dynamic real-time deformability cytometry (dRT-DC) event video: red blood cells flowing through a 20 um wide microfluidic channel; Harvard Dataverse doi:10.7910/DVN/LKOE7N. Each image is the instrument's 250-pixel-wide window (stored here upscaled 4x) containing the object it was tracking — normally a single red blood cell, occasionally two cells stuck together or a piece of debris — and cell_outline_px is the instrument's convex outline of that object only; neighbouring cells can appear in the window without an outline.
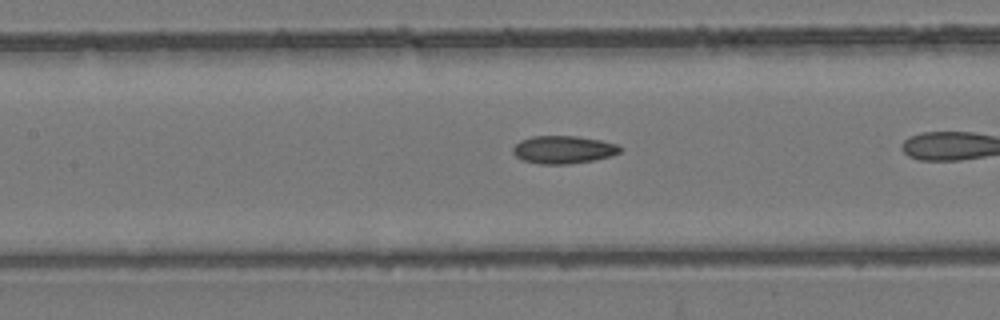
{"species": "common noctule bat (a hibernating species)", "species_latin": "Nyctalus noctula", "temperature_condition": "room temperature", "stored_images_in_passage": 32, "camera_frame_rate_fps": 3000, "um_per_image_px": 0.085, "animal": {"sex": "female", "body_mass_g": 24.6, "forearm_length_mm": 56.2}, "frame": {"image": 1, "passage_image": 23, "time_ms": 7.333, "image_size_px": [1000, 320], "cell_outline_px": [[624, 148], [620, 152], [612, 156], [592, 160], [568, 164], [540, 164], [520, 160], [512, 152], [512, 148], [520, 140], [532, 136], [576, 136], [600, 140], [620, 144]], "centroid_in_image_um": [47.9, 12.72], "position_along_channel_um": 159.5, "area_um2": 17.57}}